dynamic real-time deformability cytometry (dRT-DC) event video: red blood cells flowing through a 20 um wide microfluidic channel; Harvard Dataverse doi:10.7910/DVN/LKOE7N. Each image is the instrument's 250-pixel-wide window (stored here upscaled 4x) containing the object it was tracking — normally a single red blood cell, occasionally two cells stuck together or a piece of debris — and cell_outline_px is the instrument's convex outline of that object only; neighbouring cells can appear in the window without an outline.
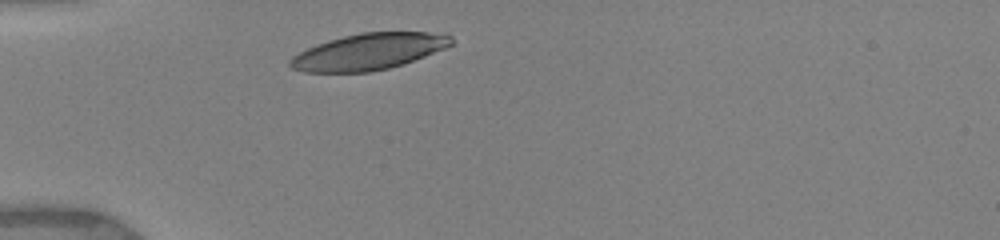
{"species": "human", "species_latin": "Homo sapiens", "temperature_condition": "warm", "stored_images_in_passage": 1, "camera_frame_rate_fps": 3000, "um_per_image_px": 0.085, "donor": {"sex": "female"}, "frame": {"image": 1, "passage_image": 1, "time_ms": 0.0, "image_size_px": [1000, 240], "cell_outline_px": [[452, 44], [444, 48], [404, 64], [372, 72], [304, 72], [292, 68], [288, 64], [288, 60], [292, 56], [316, 44], [328, 40], [360, 32], [448, 32], [452, 36]], "centroid_in_image_um": [31.35, 4.38], "position_along_channel_um": 53.7, "area_um2": 34.28}}